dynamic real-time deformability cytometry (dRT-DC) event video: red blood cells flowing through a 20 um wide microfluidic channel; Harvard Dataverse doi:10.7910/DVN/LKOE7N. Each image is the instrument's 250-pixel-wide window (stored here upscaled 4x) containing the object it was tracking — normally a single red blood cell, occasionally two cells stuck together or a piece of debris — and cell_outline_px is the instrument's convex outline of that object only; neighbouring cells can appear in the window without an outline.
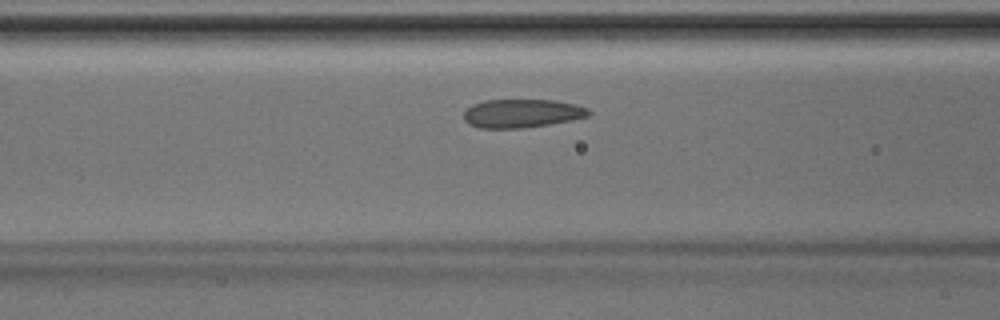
{"species": "Egyptian fruit bat (a non-hibernating species)", "species_latin": "Rousettus aegyptiacus", "temperature_condition": "room temperature", "stored_images_in_passage": 30, "camera_frame_rate_fps": 3000, "um_per_image_px": 0.085, "animal": {"sex": "male"}, "frame": {"image": 1, "passage_image": 11, "time_ms": 3.333, "image_size_px": [1000, 320], "cell_outline_px": [[592, 112], [588, 116], [572, 120], [524, 128], [480, 128], [468, 124], [464, 120], [464, 112], [472, 104], [484, 100], [556, 100], [576, 104], [588, 108]], "centroid_in_image_um": [44.37, 9.63], "position_along_channel_um": 122.2, "area_um2": 20.87}}
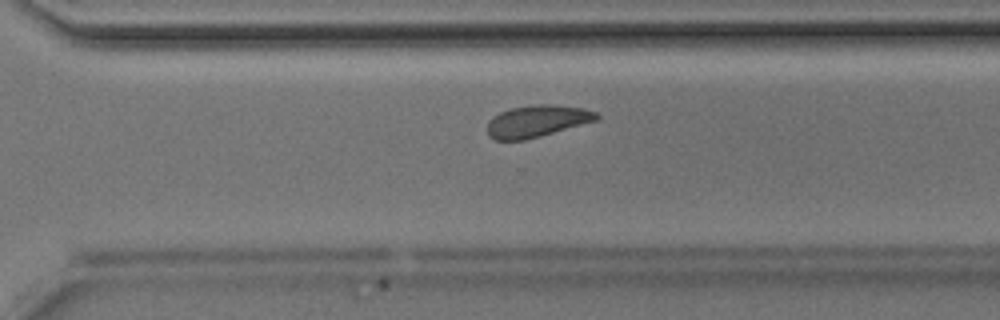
{"frame": {"image": 2, "passage_image": 25, "time_ms": 8.0, "image_size_px": [1000, 320], "cell_outline_px": [[600, 120], [540, 136], [524, 140], [496, 140], [488, 136], [488, 120], [492, 116], [500, 112], [512, 108], [540, 104], [548, 104], [584, 108], [596, 112], [600, 116]], "centroid_in_image_um": [45.67, 10.3], "position_along_channel_um": 324.9, "area_um2": 20.35}}
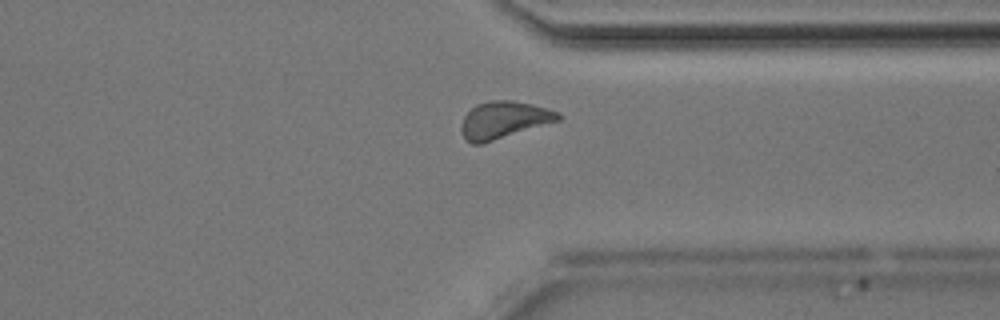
{"frame": {"image": 3, "passage_image": 28, "time_ms": 9.0, "image_size_px": [1000, 320], "cell_outline_px": [[564, 116], [560, 120], [484, 144], [472, 144], [464, 140], [460, 128], [464, 116], [476, 104], [488, 100], [512, 100], [532, 104], [560, 112]], "centroid_in_image_um": [42.82, 10.21], "position_along_channel_um": 368.6, "area_um2": 21.33}}